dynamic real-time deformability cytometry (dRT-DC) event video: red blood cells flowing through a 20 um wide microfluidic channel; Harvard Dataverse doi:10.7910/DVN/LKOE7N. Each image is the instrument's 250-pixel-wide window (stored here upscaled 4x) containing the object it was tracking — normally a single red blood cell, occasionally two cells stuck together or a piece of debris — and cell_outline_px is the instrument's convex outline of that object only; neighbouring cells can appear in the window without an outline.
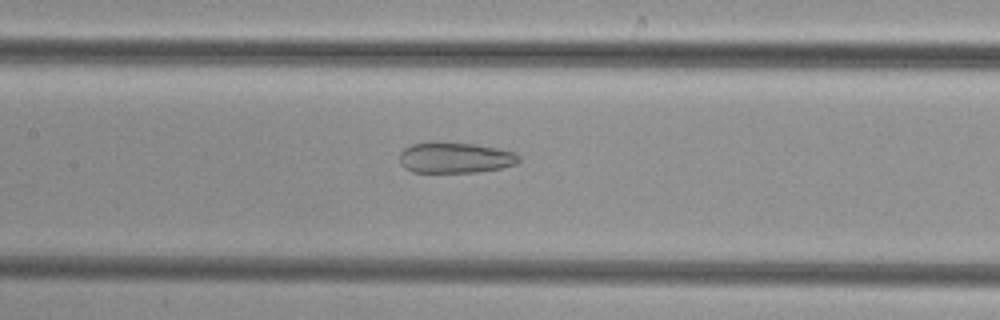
{"species": "common noctule bat (a hibernating species)", "species_latin": "Nyctalus noctula", "temperature_condition": "cold", "stored_images_in_passage": 49, "camera_frame_rate_fps": 3000, "um_per_image_px": 0.085, "animal": {"sex": "female", "body_mass_g": 29.2, "forearm_length_mm": 56.3}, "frame": {"image": 1, "passage_image": 24, "time_ms": 7.667, "image_size_px": [1000, 320], "cell_outline_px": [[520, 160], [516, 164], [500, 168], [476, 172], [412, 172], [404, 168], [400, 164], [400, 152], [404, 148], [412, 144], [428, 140], [432, 140], [476, 144], [516, 152], [520, 156]], "centroid_in_image_um": [38.65, 13.38], "position_along_channel_um": 168.8, "area_um2": 21.91}}
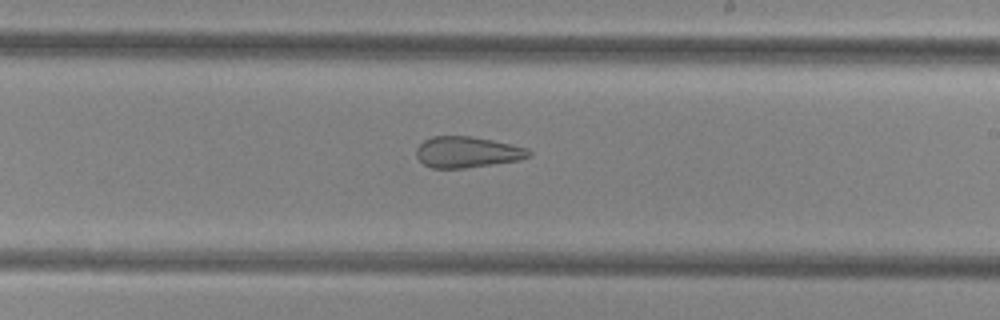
{"frame": {"image": 2, "passage_image": 30, "time_ms": 9.667, "image_size_px": [1000, 320], "cell_outline_px": [[532, 156], [520, 160], [464, 168], [432, 168], [424, 164], [416, 156], [416, 148], [424, 140], [432, 136], [472, 136], [492, 140], [528, 148], [532, 152]], "centroid_in_image_um": [39.73, 12.92], "position_along_channel_um": 249.3, "area_um2": 20.4}}
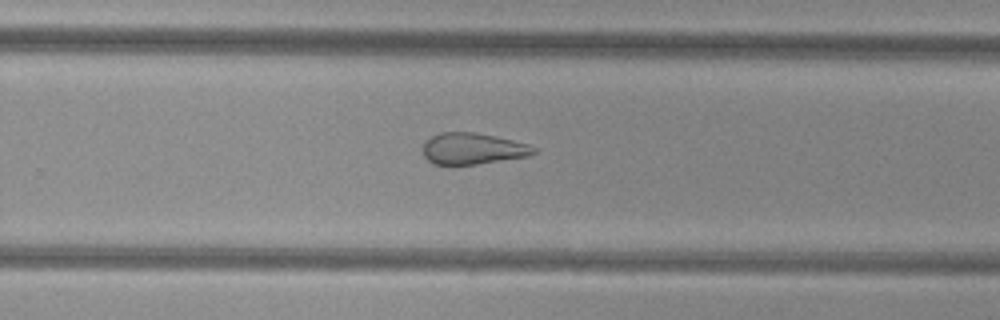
{"frame": {"image": 3, "passage_image": 33, "time_ms": 10.667, "image_size_px": [1000, 320], "cell_outline_px": [[536, 152], [528, 156], [452, 168], [432, 164], [424, 156], [424, 140], [440, 132], [476, 132], [496, 136], [528, 144], [536, 148]], "centroid_in_image_um": [40.12, 12.67], "position_along_channel_um": 289.7, "area_um2": 20.87}}